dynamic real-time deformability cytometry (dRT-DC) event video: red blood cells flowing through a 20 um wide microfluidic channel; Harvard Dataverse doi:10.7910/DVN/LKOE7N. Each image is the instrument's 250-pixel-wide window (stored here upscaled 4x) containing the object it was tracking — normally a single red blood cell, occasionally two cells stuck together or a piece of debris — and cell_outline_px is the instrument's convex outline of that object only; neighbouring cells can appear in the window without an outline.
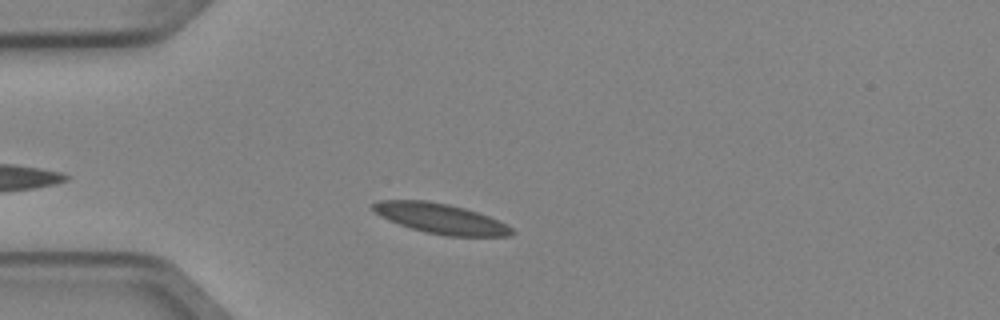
{"species": "Egyptian fruit bat (a non-hibernating species)", "species_latin": "Rousettus aegyptiacus", "temperature_condition": "cold", "stored_images_in_passage": 3, "camera_frame_rate_fps": 3000, "um_per_image_px": 0.085, "animal": {"sex": "female"}, "frame": {"image": 1, "passage_image": 3, "time_ms": 0.667, "image_size_px": [1000, 320], "cell_outline_px": [[516, 232], [512, 236], [448, 236], [424, 232], [388, 220], [380, 216], [372, 208], [372, 204], [376, 200], [428, 200], [448, 204], [464, 208], [488, 216], [512, 228]], "centroid_in_image_um": [37.44, 18.57], "position_along_channel_um": 47.6, "area_um2": 24.22}}